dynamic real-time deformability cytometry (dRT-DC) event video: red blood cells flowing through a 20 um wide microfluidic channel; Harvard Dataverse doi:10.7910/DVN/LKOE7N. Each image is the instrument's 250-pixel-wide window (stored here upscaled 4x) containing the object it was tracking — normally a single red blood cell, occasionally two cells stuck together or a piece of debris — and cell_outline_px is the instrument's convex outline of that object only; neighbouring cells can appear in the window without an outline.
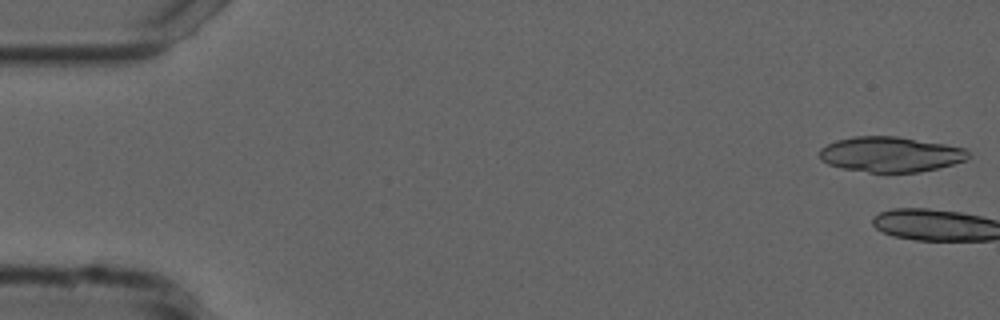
{"species": "common noctule bat (a hibernating species)", "species_latin": "Nyctalus noctula", "temperature_condition": "cold", "stored_images_in_passage": 3, "camera_frame_rate_fps": 3000, "um_per_image_px": 0.085, "animal": {"sex": "male", "forearm_length_mm": 52.5}, "frame": {"image": 1, "passage_image": 1, "time_ms": 0.0, "image_size_px": [1000, 320], "cell_outline_px": [[972, 156], [964, 160], [952, 164], [920, 172], [868, 172], [844, 168], [828, 164], [820, 160], [820, 148], [836, 140], [852, 136], [896, 136], [944, 144], [964, 148]], "centroid_in_image_um": [75.67, 13.11], "position_along_channel_um": 9.3, "area_um2": 30.4}}